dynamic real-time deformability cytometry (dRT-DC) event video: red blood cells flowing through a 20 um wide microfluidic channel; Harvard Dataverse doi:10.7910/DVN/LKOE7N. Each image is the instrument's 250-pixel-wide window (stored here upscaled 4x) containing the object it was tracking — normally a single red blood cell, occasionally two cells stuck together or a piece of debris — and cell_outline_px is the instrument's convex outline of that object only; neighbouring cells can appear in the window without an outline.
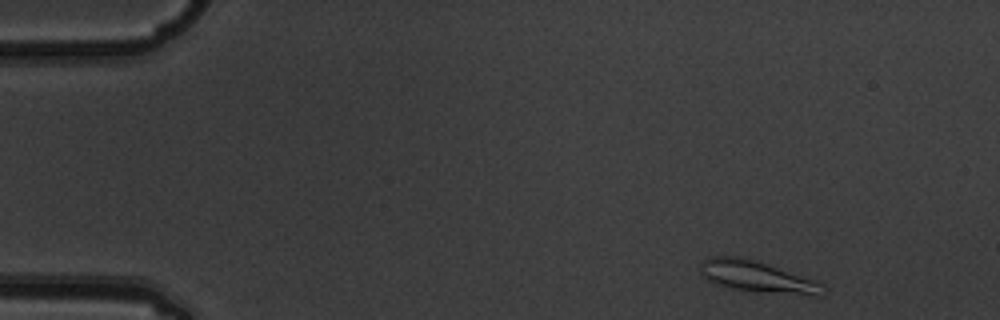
{"species": "common noctule bat (a hibernating species)", "species_latin": "Nyctalus noctula", "temperature_condition": "warm", "stored_images_in_passage": 4, "camera_frame_rate_fps": 3000, "um_per_image_px": 0.085, "animal": {"sex": "male", "body_mass_g": 19.5, "forearm_length_mm": 54.6}, "frame": {"image": 1, "passage_image": 1, "time_ms": 0.0, "image_size_px": [1000, 320], "cell_outline_px": [[824, 284], [820, 296], [816, 296], [768, 292], [732, 288], [716, 284], [708, 280], [700, 272], [700, 264], [708, 256], [740, 256], [756, 260], [816, 280]], "centroid_in_image_um": [64.34, 23.5], "position_along_channel_um": 20.7, "area_um2": 22.25}}
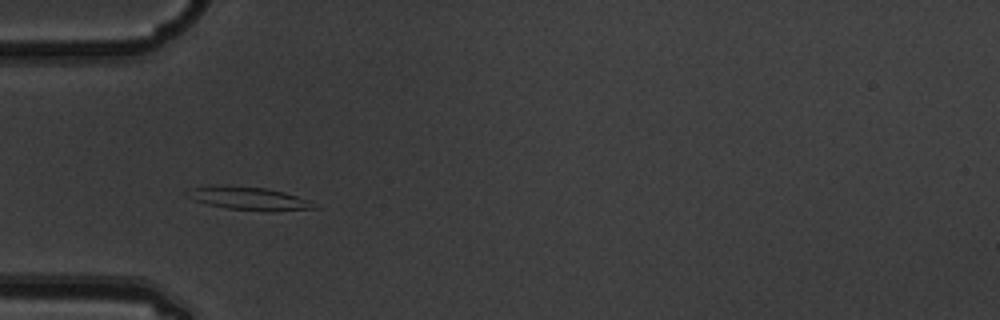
{"frame": {"image": 2, "passage_image": 4, "time_ms": 1.0, "image_size_px": [1000, 320], "cell_outline_px": [[320, 208], [272, 212], [260, 212], [228, 208], [208, 204], [184, 196], [196, 188], [264, 188], [284, 192], [308, 200]], "centroid_in_image_um": [21.34, 16.95], "position_along_channel_um": 63.7, "area_um2": 16.07}}